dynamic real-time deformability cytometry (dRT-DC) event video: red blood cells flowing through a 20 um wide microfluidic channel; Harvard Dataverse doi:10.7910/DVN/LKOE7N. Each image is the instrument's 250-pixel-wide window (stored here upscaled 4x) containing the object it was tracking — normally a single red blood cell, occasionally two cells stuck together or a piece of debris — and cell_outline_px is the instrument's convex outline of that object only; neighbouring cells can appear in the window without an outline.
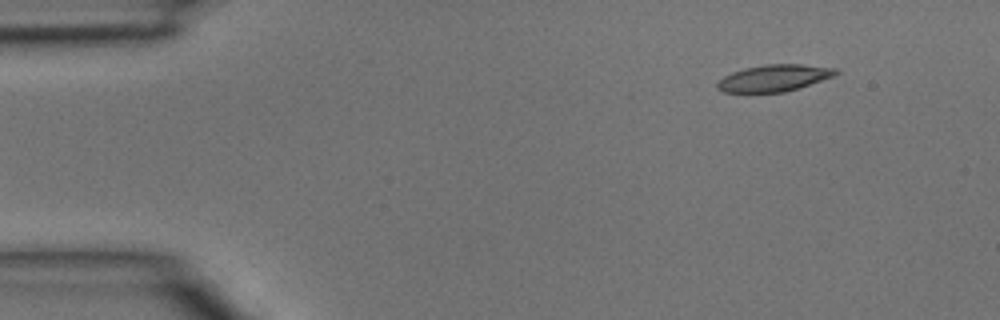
{"species": "common noctule bat (a hibernating species)", "species_latin": "Nyctalus noctula", "temperature_condition": "room temperature", "stored_images_in_passage": 4, "camera_frame_rate_fps": 3000, "um_per_image_px": 0.085, "animal": {"sex": "male", "body_mass_g": 15.6}, "frame": {"image": 1, "passage_image": 2, "time_ms": 0.333, "image_size_px": [1000, 320], "cell_outline_px": [[840, 72], [836, 76], [800, 88], [784, 92], [724, 92], [716, 88], [716, 84], [724, 76], [732, 72], [744, 68], [764, 64], [804, 64], [836, 68]], "centroid_in_image_um": [65.85, 6.62], "position_along_channel_um": 19.2, "area_um2": 18.67}}